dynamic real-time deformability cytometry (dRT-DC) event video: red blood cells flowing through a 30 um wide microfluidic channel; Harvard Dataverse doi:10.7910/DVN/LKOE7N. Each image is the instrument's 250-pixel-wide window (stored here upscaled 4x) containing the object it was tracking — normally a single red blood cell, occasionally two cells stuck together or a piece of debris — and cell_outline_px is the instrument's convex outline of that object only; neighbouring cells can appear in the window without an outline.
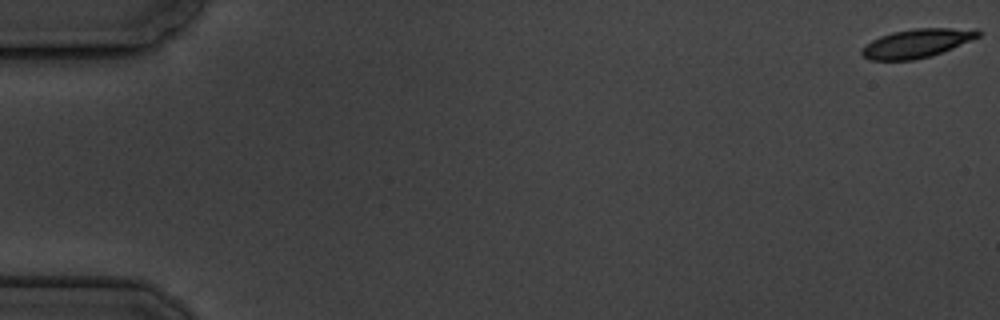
{"species": "common noctule bat (a hibernating species)", "species_latin": "Nyctalus noctula", "temperature_condition": "cold", "stored_images_in_passage": 7, "camera_frame_rate_fps": 3000, "um_per_image_px": 0.085, "animal": {"sex": "male", "body_mass_g": 19.5, "forearm_length_mm": 54.6}, "frame": {"image": 1, "passage_image": 1, "time_ms": 0.0, "image_size_px": [1000, 320], "cell_outline_px": [[980, 36], [952, 48], [932, 56], [912, 60], [868, 60], [860, 52], [872, 40], [880, 36], [892, 32], [916, 28], [976, 28], [980, 32]], "centroid_in_image_um": [77.95, 3.67], "position_along_channel_um": 7.0, "area_um2": 19.36}}
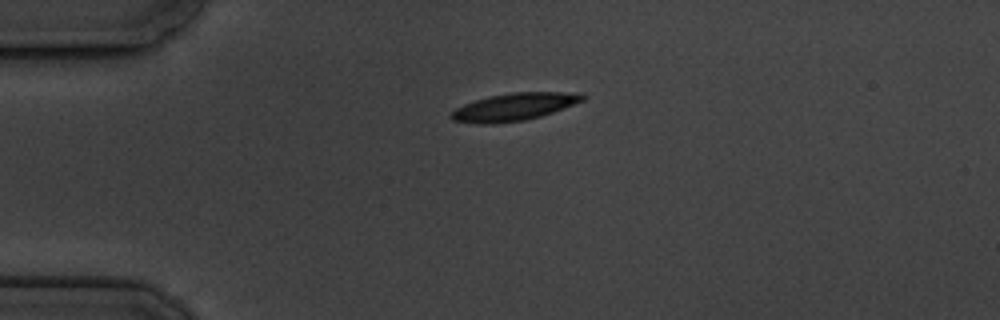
{"frame": {"image": 2, "passage_image": 5, "time_ms": 4.667, "image_size_px": [1000, 320], "cell_outline_px": [[588, 96], [584, 100], [564, 108], [540, 116], [524, 120], [496, 124], [476, 124], [452, 120], [448, 116], [456, 108], [464, 104], [488, 96], [512, 92], [564, 92]], "centroid_in_image_um": [43.65, 9.09], "position_along_channel_um": 41.4, "area_um2": 20.98}}